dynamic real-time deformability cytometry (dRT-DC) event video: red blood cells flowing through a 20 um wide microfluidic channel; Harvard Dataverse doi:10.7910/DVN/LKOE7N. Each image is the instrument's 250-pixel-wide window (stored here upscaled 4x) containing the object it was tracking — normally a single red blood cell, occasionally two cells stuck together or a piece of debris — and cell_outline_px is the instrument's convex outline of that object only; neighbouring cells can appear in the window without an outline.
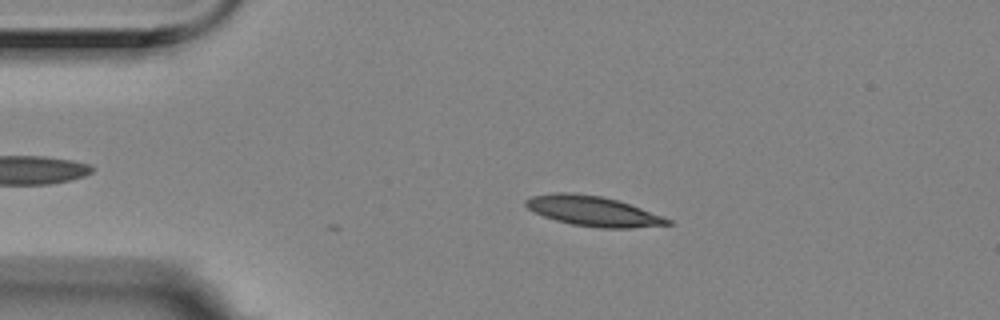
{"species": "Egyptian fruit bat (a non-hibernating species)", "species_latin": "Rousettus aegyptiacus", "temperature_condition": "room temperature", "stored_images_in_passage": 3, "camera_frame_rate_fps": 3000, "um_per_image_px": 0.085, "animal": {"sex": "female"}, "frame": {"image": 1, "passage_image": 2, "time_ms": 0.333, "image_size_px": [1000, 320], "cell_outline_px": [[672, 224], [632, 228], [600, 228], [572, 224], [556, 220], [544, 216], [528, 208], [524, 204], [524, 200], [532, 196], [556, 192], [572, 192], [600, 196], [616, 200], [664, 216], [672, 220]], "centroid_in_image_um": [50.41, 17.94], "position_along_channel_um": 34.6, "area_um2": 24.62}}